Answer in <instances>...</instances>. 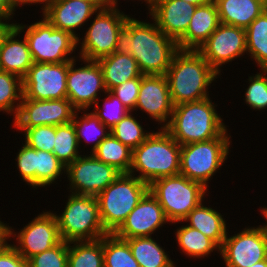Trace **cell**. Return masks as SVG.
<instances>
[{
    "label": "cell",
    "mask_w": 267,
    "mask_h": 267,
    "mask_svg": "<svg viewBox=\"0 0 267 267\" xmlns=\"http://www.w3.org/2000/svg\"><path fill=\"white\" fill-rule=\"evenodd\" d=\"M124 240L129 244L132 255L140 267H176L170 255L152 236Z\"/></svg>",
    "instance_id": "27"
},
{
    "label": "cell",
    "mask_w": 267,
    "mask_h": 267,
    "mask_svg": "<svg viewBox=\"0 0 267 267\" xmlns=\"http://www.w3.org/2000/svg\"><path fill=\"white\" fill-rule=\"evenodd\" d=\"M22 147L15 158L17 169L22 180L32 188H36V150L22 143ZM17 159V160H16Z\"/></svg>",
    "instance_id": "42"
},
{
    "label": "cell",
    "mask_w": 267,
    "mask_h": 267,
    "mask_svg": "<svg viewBox=\"0 0 267 267\" xmlns=\"http://www.w3.org/2000/svg\"><path fill=\"white\" fill-rule=\"evenodd\" d=\"M168 222L163 208L148 191L113 234L121 239L148 237Z\"/></svg>",
    "instance_id": "19"
},
{
    "label": "cell",
    "mask_w": 267,
    "mask_h": 267,
    "mask_svg": "<svg viewBox=\"0 0 267 267\" xmlns=\"http://www.w3.org/2000/svg\"><path fill=\"white\" fill-rule=\"evenodd\" d=\"M184 1L191 3V4H194L196 6H200V5L207 4V3L214 1V0H184Z\"/></svg>",
    "instance_id": "51"
},
{
    "label": "cell",
    "mask_w": 267,
    "mask_h": 267,
    "mask_svg": "<svg viewBox=\"0 0 267 267\" xmlns=\"http://www.w3.org/2000/svg\"><path fill=\"white\" fill-rule=\"evenodd\" d=\"M210 97L175 105L164 128L180 145L209 141L220 137L227 125L217 113Z\"/></svg>",
    "instance_id": "3"
},
{
    "label": "cell",
    "mask_w": 267,
    "mask_h": 267,
    "mask_svg": "<svg viewBox=\"0 0 267 267\" xmlns=\"http://www.w3.org/2000/svg\"><path fill=\"white\" fill-rule=\"evenodd\" d=\"M96 159L113 166L122 174H129L132 164V150L111 133L91 153Z\"/></svg>",
    "instance_id": "28"
},
{
    "label": "cell",
    "mask_w": 267,
    "mask_h": 267,
    "mask_svg": "<svg viewBox=\"0 0 267 267\" xmlns=\"http://www.w3.org/2000/svg\"><path fill=\"white\" fill-rule=\"evenodd\" d=\"M66 201L64 212H54L62 240L94 241L109 234L102 224L96 196L70 193Z\"/></svg>",
    "instance_id": "5"
},
{
    "label": "cell",
    "mask_w": 267,
    "mask_h": 267,
    "mask_svg": "<svg viewBox=\"0 0 267 267\" xmlns=\"http://www.w3.org/2000/svg\"><path fill=\"white\" fill-rule=\"evenodd\" d=\"M221 24L246 29L267 9L266 0H214Z\"/></svg>",
    "instance_id": "24"
},
{
    "label": "cell",
    "mask_w": 267,
    "mask_h": 267,
    "mask_svg": "<svg viewBox=\"0 0 267 267\" xmlns=\"http://www.w3.org/2000/svg\"><path fill=\"white\" fill-rule=\"evenodd\" d=\"M68 62L33 63L22 79L23 97L34 100L67 98Z\"/></svg>",
    "instance_id": "14"
},
{
    "label": "cell",
    "mask_w": 267,
    "mask_h": 267,
    "mask_svg": "<svg viewBox=\"0 0 267 267\" xmlns=\"http://www.w3.org/2000/svg\"><path fill=\"white\" fill-rule=\"evenodd\" d=\"M53 0H12L13 3V7H14V11H16V9L18 8V6L20 7L21 5H31V4H44L42 5L43 7L41 8L42 13L48 8V6L50 5V3Z\"/></svg>",
    "instance_id": "47"
},
{
    "label": "cell",
    "mask_w": 267,
    "mask_h": 267,
    "mask_svg": "<svg viewBox=\"0 0 267 267\" xmlns=\"http://www.w3.org/2000/svg\"><path fill=\"white\" fill-rule=\"evenodd\" d=\"M129 17L120 9H99L82 37V43L78 39V45L81 44L78 57L97 61L115 52L119 31Z\"/></svg>",
    "instance_id": "10"
},
{
    "label": "cell",
    "mask_w": 267,
    "mask_h": 267,
    "mask_svg": "<svg viewBox=\"0 0 267 267\" xmlns=\"http://www.w3.org/2000/svg\"><path fill=\"white\" fill-rule=\"evenodd\" d=\"M14 7L12 0H0V19L10 21L13 20Z\"/></svg>",
    "instance_id": "45"
},
{
    "label": "cell",
    "mask_w": 267,
    "mask_h": 267,
    "mask_svg": "<svg viewBox=\"0 0 267 267\" xmlns=\"http://www.w3.org/2000/svg\"><path fill=\"white\" fill-rule=\"evenodd\" d=\"M245 31L247 53L262 70L267 67V9Z\"/></svg>",
    "instance_id": "30"
},
{
    "label": "cell",
    "mask_w": 267,
    "mask_h": 267,
    "mask_svg": "<svg viewBox=\"0 0 267 267\" xmlns=\"http://www.w3.org/2000/svg\"><path fill=\"white\" fill-rule=\"evenodd\" d=\"M20 34L15 26L6 33L0 47V70L23 79L34 62L25 37L17 38Z\"/></svg>",
    "instance_id": "23"
},
{
    "label": "cell",
    "mask_w": 267,
    "mask_h": 267,
    "mask_svg": "<svg viewBox=\"0 0 267 267\" xmlns=\"http://www.w3.org/2000/svg\"><path fill=\"white\" fill-rule=\"evenodd\" d=\"M25 135V144L40 151L53 152L56 126L42 125L32 128H16Z\"/></svg>",
    "instance_id": "40"
},
{
    "label": "cell",
    "mask_w": 267,
    "mask_h": 267,
    "mask_svg": "<svg viewBox=\"0 0 267 267\" xmlns=\"http://www.w3.org/2000/svg\"><path fill=\"white\" fill-rule=\"evenodd\" d=\"M198 52L220 75L224 64L247 54L246 31L241 27L220 24Z\"/></svg>",
    "instance_id": "17"
},
{
    "label": "cell",
    "mask_w": 267,
    "mask_h": 267,
    "mask_svg": "<svg viewBox=\"0 0 267 267\" xmlns=\"http://www.w3.org/2000/svg\"><path fill=\"white\" fill-rule=\"evenodd\" d=\"M178 51L177 41L166 36L154 21L131 16L119 31L115 49L119 54L132 55L143 75H165Z\"/></svg>",
    "instance_id": "1"
},
{
    "label": "cell",
    "mask_w": 267,
    "mask_h": 267,
    "mask_svg": "<svg viewBox=\"0 0 267 267\" xmlns=\"http://www.w3.org/2000/svg\"><path fill=\"white\" fill-rule=\"evenodd\" d=\"M103 100V108L100 107L99 101L93 106L95 116L109 129L119 123L129 112H131L115 95L110 91Z\"/></svg>",
    "instance_id": "38"
},
{
    "label": "cell",
    "mask_w": 267,
    "mask_h": 267,
    "mask_svg": "<svg viewBox=\"0 0 267 267\" xmlns=\"http://www.w3.org/2000/svg\"><path fill=\"white\" fill-rule=\"evenodd\" d=\"M14 26V23L0 19V47L6 33Z\"/></svg>",
    "instance_id": "48"
},
{
    "label": "cell",
    "mask_w": 267,
    "mask_h": 267,
    "mask_svg": "<svg viewBox=\"0 0 267 267\" xmlns=\"http://www.w3.org/2000/svg\"><path fill=\"white\" fill-rule=\"evenodd\" d=\"M175 238L181 251L190 258H204L213 251L220 253V248L199 230L188 225L177 228Z\"/></svg>",
    "instance_id": "29"
},
{
    "label": "cell",
    "mask_w": 267,
    "mask_h": 267,
    "mask_svg": "<svg viewBox=\"0 0 267 267\" xmlns=\"http://www.w3.org/2000/svg\"><path fill=\"white\" fill-rule=\"evenodd\" d=\"M23 97L22 79L0 70V112L16 116ZM18 101V102H17Z\"/></svg>",
    "instance_id": "35"
},
{
    "label": "cell",
    "mask_w": 267,
    "mask_h": 267,
    "mask_svg": "<svg viewBox=\"0 0 267 267\" xmlns=\"http://www.w3.org/2000/svg\"><path fill=\"white\" fill-rule=\"evenodd\" d=\"M10 228V237H15L17 242L16 245H12L26 261L53 248L62 241L53 211H43L38 214L19 232H15L12 227Z\"/></svg>",
    "instance_id": "15"
},
{
    "label": "cell",
    "mask_w": 267,
    "mask_h": 267,
    "mask_svg": "<svg viewBox=\"0 0 267 267\" xmlns=\"http://www.w3.org/2000/svg\"><path fill=\"white\" fill-rule=\"evenodd\" d=\"M81 60L84 66L79 68L75 66L77 59L68 62L67 99L76 110H89L99 101L100 92L106 93L107 89L98 62Z\"/></svg>",
    "instance_id": "13"
},
{
    "label": "cell",
    "mask_w": 267,
    "mask_h": 267,
    "mask_svg": "<svg viewBox=\"0 0 267 267\" xmlns=\"http://www.w3.org/2000/svg\"><path fill=\"white\" fill-rule=\"evenodd\" d=\"M79 143L73 122L56 126L53 154L65 166L80 157Z\"/></svg>",
    "instance_id": "34"
},
{
    "label": "cell",
    "mask_w": 267,
    "mask_h": 267,
    "mask_svg": "<svg viewBox=\"0 0 267 267\" xmlns=\"http://www.w3.org/2000/svg\"><path fill=\"white\" fill-rule=\"evenodd\" d=\"M97 62L102 69L107 91L143 75L137 61L130 54L124 55L113 52L111 55L98 59Z\"/></svg>",
    "instance_id": "26"
},
{
    "label": "cell",
    "mask_w": 267,
    "mask_h": 267,
    "mask_svg": "<svg viewBox=\"0 0 267 267\" xmlns=\"http://www.w3.org/2000/svg\"><path fill=\"white\" fill-rule=\"evenodd\" d=\"M68 242L62 240L53 248L31 257L27 267H67Z\"/></svg>",
    "instance_id": "41"
},
{
    "label": "cell",
    "mask_w": 267,
    "mask_h": 267,
    "mask_svg": "<svg viewBox=\"0 0 267 267\" xmlns=\"http://www.w3.org/2000/svg\"><path fill=\"white\" fill-rule=\"evenodd\" d=\"M230 138L226 130L212 140L181 145L179 174L201 183L207 189L209 180L228 158Z\"/></svg>",
    "instance_id": "8"
},
{
    "label": "cell",
    "mask_w": 267,
    "mask_h": 267,
    "mask_svg": "<svg viewBox=\"0 0 267 267\" xmlns=\"http://www.w3.org/2000/svg\"><path fill=\"white\" fill-rule=\"evenodd\" d=\"M90 110H76L73 116V125L76 130V136L78 139L79 147L82 146V141L86 143L92 141L91 152L92 153L99 143L104 140L109 134L110 129L105 126ZM84 113L80 117L79 113ZM108 129V130H107ZM83 139V140H82Z\"/></svg>",
    "instance_id": "32"
},
{
    "label": "cell",
    "mask_w": 267,
    "mask_h": 267,
    "mask_svg": "<svg viewBox=\"0 0 267 267\" xmlns=\"http://www.w3.org/2000/svg\"><path fill=\"white\" fill-rule=\"evenodd\" d=\"M250 267H267V258L265 260H262L258 263L253 264Z\"/></svg>",
    "instance_id": "52"
},
{
    "label": "cell",
    "mask_w": 267,
    "mask_h": 267,
    "mask_svg": "<svg viewBox=\"0 0 267 267\" xmlns=\"http://www.w3.org/2000/svg\"><path fill=\"white\" fill-rule=\"evenodd\" d=\"M228 234L220 248L226 267H250L267 258V222Z\"/></svg>",
    "instance_id": "12"
},
{
    "label": "cell",
    "mask_w": 267,
    "mask_h": 267,
    "mask_svg": "<svg viewBox=\"0 0 267 267\" xmlns=\"http://www.w3.org/2000/svg\"><path fill=\"white\" fill-rule=\"evenodd\" d=\"M76 109L67 99L34 100L22 97L14 117V128L58 126L72 122Z\"/></svg>",
    "instance_id": "16"
},
{
    "label": "cell",
    "mask_w": 267,
    "mask_h": 267,
    "mask_svg": "<svg viewBox=\"0 0 267 267\" xmlns=\"http://www.w3.org/2000/svg\"><path fill=\"white\" fill-rule=\"evenodd\" d=\"M141 76L130 79L114 87L110 92L115 95L130 111L134 112L138 100Z\"/></svg>",
    "instance_id": "43"
},
{
    "label": "cell",
    "mask_w": 267,
    "mask_h": 267,
    "mask_svg": "<svg viewBox=\"0 0 267 267\" xmlns=\"http://www.w3.org/2000/svg\"><path fill=\"white\" fill-rule=\"evenodd\" d=\"M263 70H264V71L266 72V74H267V67H265Z\"/></svg>",
    "instance_id": "54"
},
{
    "label": "cell",
    "mask_w": 267,
    "mask_h": 267,
    "mask_svg": "<svg viewBox=\"0 0 267 267\" xmlns=\"http://www.w3.org/2000/svg\"><path fill=\"white\" fill-rule=\"evenodd\" d=\"M149 191V185L130 174H121L96 198L105 230L113 234L139 201Z\"/></svg>",
    "instance_id": "6"
},
{
    "label": "cell",
    "mask_w": 267,
    "mask_h": 267,
    "mask_svg": "<svg viewBox=\"0 0 267 267\" xmlns=\"http://www.w3.org/2000/svg\"><path fill=\"white\" fill-rule=\"evenodd\" d=\"M261 71L248 76L249 86L244 94L246 105L256 111L267 108V74L263 69Z\"/></svg>",
    "instance_id": "39"
},
{
    "label": "cell",
    "mask_w": 267,
    "mask_h": 267,
    "mask_svg": "<svg viewBox=\"0 0 267 267\" xmlns=\"http://www.w3.org/2000/svg\"><path fill=\"white\" fill-rule=\"evenodd\" d=\"M67 267H104L103 237L94 241L68 242Z\"/></svg>",
    "instance_id": "31"
},
{
    "label": "cell",
    "mask_w": 267,
    "mask_h": 267,
    "mask_svg": "<svg viewBox=\"0 0 267 267\" xmlns=\"http://www.w3.org/2000/svg\"><path fill=\"white\" fill-rule=\"evenodd\" d=\"M220 24L214 1L197 6L186 33L177 41L179 50L198 51Z\"/></svg>",
    "instance_id": "22"
},
{
    "label": "cell",
    "mask_w": 267,
    "mask_h": 267,
    "mask_svg": "<svg viewBox=\"0 0 267 267\" xmlns=\"http://www.w3.org/2000/svg\"><path fill=\"white\" fill-rule=\"evenodd\" d=\"M0 267H27V261L10 244L0 253Z\"/></svg>",
    "instance_id": "44"
},
{
    "label": "cell",
    "mask_w": 267,
    "mask_h": 267,
    "mask_svg": "<svg viewBox=\"0 0 267 267\" xmlns=\"http://www.w3.org/2000/svg\"><path fill=\"white\" fill-rule=\"evenodd\" d=\"M172 104L168 80L165 75H142L137 109L147 113L151 119L160 123V128H165L172 116Z\"/></svg>",
    "instance_id": "18"
},
{
    "label": "cell",
    "mask_w": 267,
    "mask_h": 267,
    "mask_svg": "<svg viewBox=\"0 0 267 267\" xmlns=\"http://www.w3.org/2000/svg\"><path fill=\"white\" fill-rule=\"evenodd\" d=\"M10 227L11 226H9V224L7 225L4 222L0 223V253L10 245L8 244V241L11 240V237H10L11 228Z\"/></svg>",
    "instance_id": "46"
},
{
    "label": "cell",
    "mask_w": 267,
    "mask_h": 267,
    "mask_svg": "<svg viewBox=\"0 0 267 267\" xmlns=\"http://www.w3.org/2000/svg\"><path fill=\"white\" fill-rule=\"evenodd\" d=\"M70 192L78 195L97 196L122 173L113 166L96 159L91 153L81 155L66 166Z\"/></svg>",
    "instance_id": "11"
},
{
    "label": "cell",
    "mask_w": 267,
    "mask_h": 267,
    "mask_svg": "<svg viewBox=\"0 0 267 267\" xmlns=\"http://www.w3.org/2000/svg\"><path fill=\"white\" fill-rule=\"evenodd\" d=\"M260 211H261L260 214H262L263 217H267V207H265V208H264V207L261 208Z\"/></svg>",
    "instance_id": "53"
},
{
    "label": "cell",
    "mask_w": 267,
    "mask_h": 267,
    "mask_svg": "<svg viewBox=\"0 0 267 267\" xmlns=\"http://www.w3.org/2000/svg\"><path fill=\"white\" fill-rule=\"evenodd\" d=\"M66 166L50 152L36 150V189L56 183Z\"/></svg>",
    "instance_id": "37"
},
{
    "label": "cell",
    "mask_w": 267,
    "mask_h": 267,
    "mask_svg": "<svg viewBox=\"0 0 267 267\" xmlns=\"http://www.w3.org/2000/svg\"><path fill=\"white\" fill-rule=\"evenodd\" d=\"M165 76L175 106L210 97L209 86L220 75L198 51L179 50Z\"/></svg>",
    "instance_id": "2"
},
{
    "label": "cell",
    "mask_w": 267,
    "mask_h": 267,
    "mask_svg": "<svg viewBox=\"0 0 267 267\" xmlns=\"http://www.w3.org/2000/svg\"><path fill=\"white\" fill-rule=\"evenodd\" d=\"M151 134L137 148L132 150L130 175L148 185L163 177L180 173L181 145L164 129Z\"/></svg>",
    "instance_id": "4"
},
{
    "label": "cell",
    "mask_w": 267,
    "mask_h": 267,
    "mask_svg": "<svg viewBox=\"0 0 267 267\" xmlns=\"http://www.w3.org/2000/svg\"><path fill=\"white\" fill-rule=\"evenodd\" d=\"M142 1V0H139ZM144 2L147 4L148 13L152 8L153 0H144ZM108 8L109 9H118V0H108Z\"/></svg>",
    "instance_id": "49"
},
{
    "label": "cell",
    "mask_w": 267,
    "mask_h": 267,
    "mask_svg": "<svg viewBox=\"0 0 267 267\" xmlns=\"http://www.w3.org/2000/svg\"><path fill=\"white\" fill-rule=\"evenodd\" d=\"M98 10L89 0H53L42 16L55 28L67 31L82 40L75 30L86 25Z\"/></svg>",
    "instance_id": "20"
},
{
    "label": "cell",
    "mask_w": 267,
    "mask_h": 267,
    "mask_svg": "<svg viewBox=\"0 0 267 267\" xmlns=\"http://www.w3.org/2000/svg\"><path fill=\"white\" fill-rule=\"evenodd\" d=\"M95 4L99 9L108 8V0H89Z\"/></svg>",
    "instance_id": "50"
},
{
    "label": "cell",
    "mask_w": 267,
    "mask_h": 267,
    "mask_svg": "<svg viewBox=\"0 0 267 267\" xmlns=\"http://www.w3.org/2000/svg\"><path fill=\"white\" fill-rule=\"evenodd\" d=\"M196 7L184 0H156L149 15L166 36L178 41L186 33Z\"/></svg>",
    "instance_id": "21"
},
{
    "label": "cell",
    "mask_w": 267,
    "mask_h": 267,
    "mask_svg": "<svg viewBox=\"0 0 267 267\" xmlns=\"http://www.w3.org/2000/svg\"><path fill=\"white\" fill-rule=\"evenodd\" d=\"M42 19L30 25L14 23L21 33L26 28L24 37L33 62L62 63L76 59L70 54L78 51V39L67 31L55 28L44 17Z\"/></svg>",
    "instance_id": "7"
},
{
    "label": "cell",
    "mask_w": 267,
    "mask_h": 267,
    "mask_svg": "<svg viewBox=\"0 0 267 267\" xmlns=\"http://www.w3.org/2000/svg\"><path fill=\"white\" fill-rule=\"evenodd\" d=\"M203 202L179 222H188V226L199 230L221 248L227 236L226 220L218 210L216 211L210 206L206 207Z\"/></svg>",
    "instance_id": "25"
},
{
    "label": "cell",
    "mask_w": 267,
    "mask_h": 267,
    "mask_svg": "<svg viewBox=\"0 0 267 267\" xmlns=\"http://www.w3.org/2000/svg\"><path fill=\"white\" fill-rule=\"evenodd\" d=\"M201 183L178 174L154 180L149 191L157 199L170 223H179L205 199Z\"/></svg>",
    "instance_id": "9"
},
{
    "label": "cell",
    "mask_w": 267,
    "mask_h": 267,
    "mask_svg": "<svg viewBox=\"0 0 267 267\" xmlns=\"http://www.w3.org/2000/svg\"><path fill=\"white\" fill-rule=\"evenodd\" d=\"M104 267H140L129 244L114 234L103 236Z\"/></svg>",
    "instance_id": "33"
},
{
    "label": "cell",
    "mask_w": 267,
    "mask_h": 267,
    "mask_svg": "<svg viewBox=\"0 0 267 267\" xmlns=\"http://www.w3.org/2000/svg\"><path fill=\"white\" fill-rule=\"evenodd\" d=\"M110 133L131 150L137 148L151 134L129 112L119 123L110 129Z\"/></svg>",
    "instance_id": "36"
}]
</instances>
